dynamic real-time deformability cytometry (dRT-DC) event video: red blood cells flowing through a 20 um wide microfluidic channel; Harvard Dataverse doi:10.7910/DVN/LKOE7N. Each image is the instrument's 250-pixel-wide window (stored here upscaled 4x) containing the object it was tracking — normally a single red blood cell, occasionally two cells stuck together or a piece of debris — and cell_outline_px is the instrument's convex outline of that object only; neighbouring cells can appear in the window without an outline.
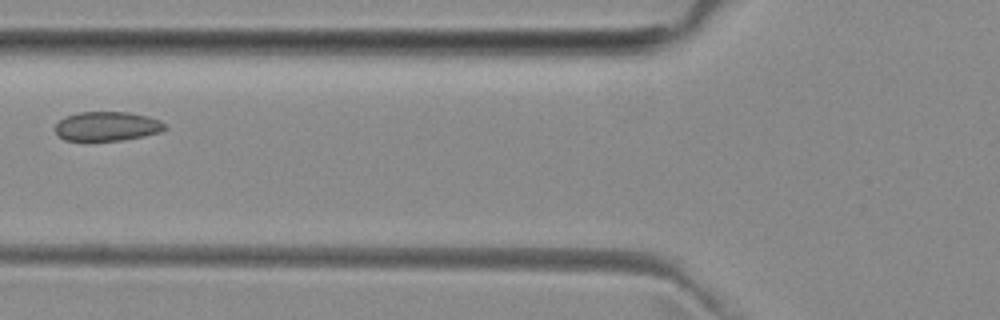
{"species": "common noctule bat (a hibernating species)", "species_latin": "Nyctalus noctula", "temperature_condition": "room temperature", "stored_images_in_passage": 4, "camera_frame_rate_fps": 3000, "um_per_image_px": 0.085, "animal": {"sex": "female", "body_mass_g": 29.2, "forearm_length_mm": 56.3}, "frame": {"image": 1, "passage_image": 4, "time_ms": 4.333, "image_size_px": [1000, 320], "cell_outline_px": [[168, 128], [160, 132], [144, 136], [124, 140], [64, 140], [56, 132], [56, 124], [64, 116], [76, 112], [128, 112], [148, 116], [160, 120]], "centroid_in_image_um": [9.12, 10.72], "position_along_channel_um": 116.7, "area_um2": 18.73}}